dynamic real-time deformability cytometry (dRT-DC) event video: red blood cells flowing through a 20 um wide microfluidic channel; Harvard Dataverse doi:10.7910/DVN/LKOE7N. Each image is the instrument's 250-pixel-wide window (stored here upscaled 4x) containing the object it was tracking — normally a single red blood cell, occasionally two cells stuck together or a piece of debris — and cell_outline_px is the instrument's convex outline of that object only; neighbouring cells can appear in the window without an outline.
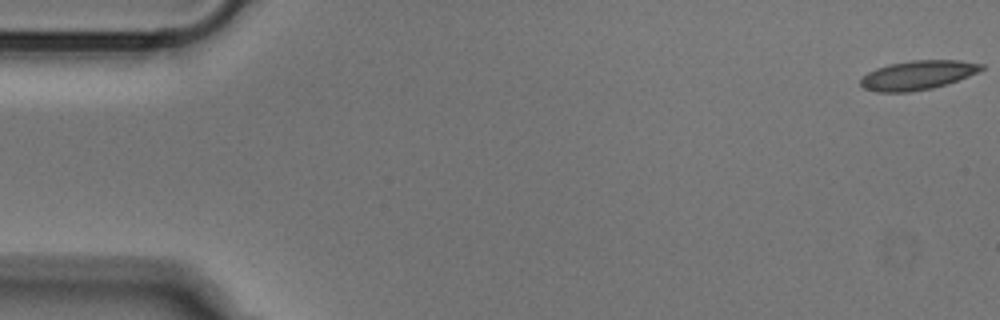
{"species": "Egyptian fruit bat (a non-hibernating species)", "species_latin": "Rousettus aegyptiacus", "temperature_condition": "cold", "stored_images_in_passage": 52, "camera_frame_rate_fps": 3000, "um_per_image_px": 0.085, "animal": {"sex": "male"}, "frame": {"image": 1, "passage_image": 1, "time_ms": 0.0, "image_size_px": [1000, 320], "cell_outline_px": [[984, 68], [968, 76], [932, 88], [912, 92], [876, 92], [864, 88], [860, 84], [860, 80], [868, 72], [876, 68], [888, 64], [912, 60], [960, 60], [984, 64]], "centroid_in_image_um": [77.97, 6.38], "position_along_channel_um": 7.0, "area_um2": 20.4}}
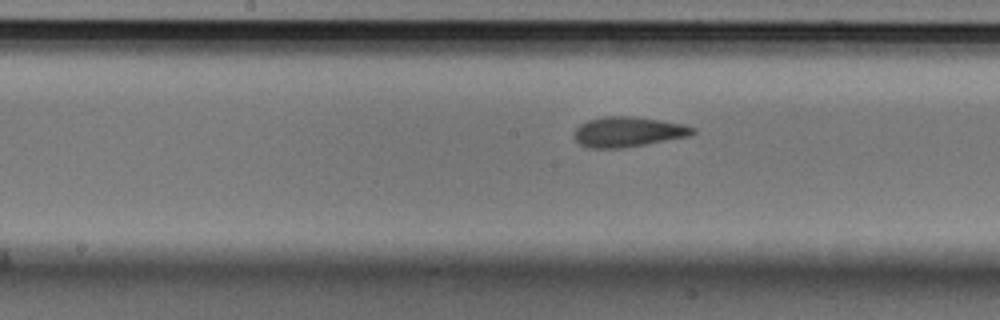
{"frame": {"image": 2, "passage_image": 26, "time_ms": 8.333, "image_size_px": [1000, 320], "cell_outline_px": [[696, 132], [692, 136], [624, 148], [588, 148], [580, 144], [572, 136], [576, 128], [580, 124], [588, 120], [604, 116], [632, 116], [660, 120], [684, 124], [696, 128]], "centroid_in_image_um": [53.4, 11.21], "position_along_channel_um": 194.8, "area_um2": 21.1}}
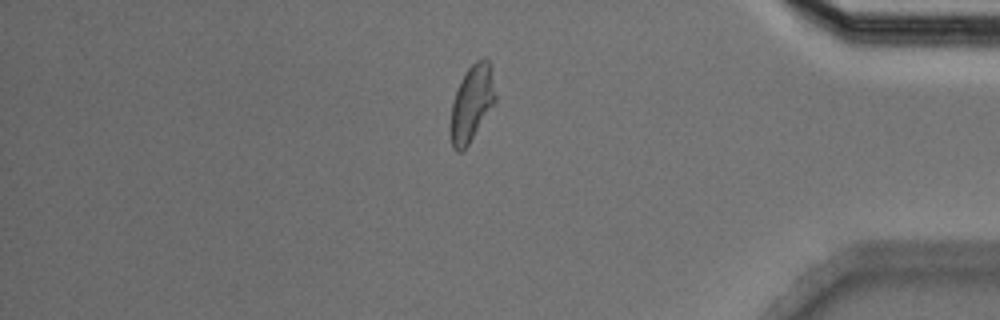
{"frame": {"image": 3, "passage_image": 44, "time_ms": 14.333, "image_size_px": [1000, 320], "cell_outline_px": [[496, 100], [468, 144], [460, 152], [456, 152], [452, 148], [452, 104], [460, 80], [468, 68], [476, 60], [484, 56], [488, 60], [492, 68], [496, 96]], "centroid_in_image_um": [40.13, 8.7], "position_along_channel_um": 395.1, "area_um2": 19.42}}